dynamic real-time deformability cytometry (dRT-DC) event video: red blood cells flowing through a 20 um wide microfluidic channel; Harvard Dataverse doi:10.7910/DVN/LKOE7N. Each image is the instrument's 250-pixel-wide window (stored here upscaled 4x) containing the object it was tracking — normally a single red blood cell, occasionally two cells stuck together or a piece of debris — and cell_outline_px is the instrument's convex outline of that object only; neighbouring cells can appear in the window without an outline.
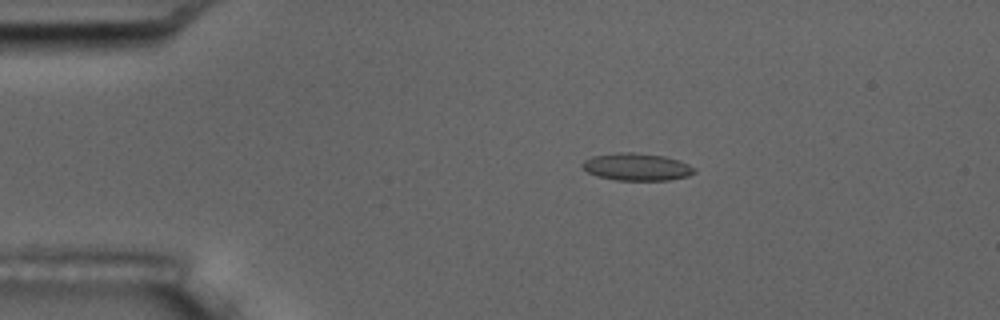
{"species": "common noctule bat (a hibernating species)", "species_latin": "Nyctalus noctula", "temperature_condition": "room temperature", "stored_images_in_passage": 9, "camera_frame_rate_fps": 3000, "um_per_image_px": 0.085, "animal": {"sex": "male", "body_mass_g": 17.5, "forearm_length_mm": 52.3}, "frame": {"image": 1, "passage_image": 1, "time_ms": 0.0, "image_size_px": [1000, 320], "cell_outline_px": [[696, 172], [688, 176], [668, 180], [616, 180], [596, 176], [588, 172], [580, 164], [584, 160], [592, 156], [620, 152], [632, 152], [664, 156], [680, 160], [696, 168]], "centroid_in_image_um": [54.13, 14.18], "position_along_channel_um": 30.9, "area_um2": 17.92}}
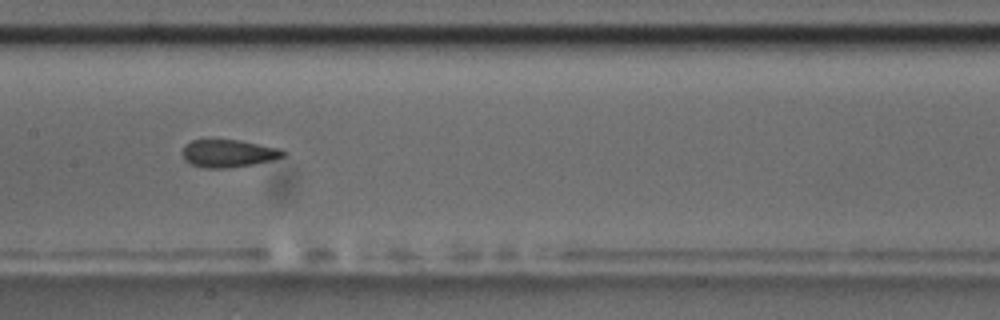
{"frame": {"image": 2, "passage_image": 6, "time_ms": 5.667, "image_size_px": [1000, 320], "cell_outline_px": [[288, 152], [284, 156], [272, 160], [252, 164], [228, 168], [204, 168], [192, 164], [184, 160], [180, 152], [184, 144], [192, 140], [240, 140], [284, 148]], "centroid_in_image_um": [19.43, 13.03], "position_along_channel_um": 188.0, "area_um2": 16.59}}
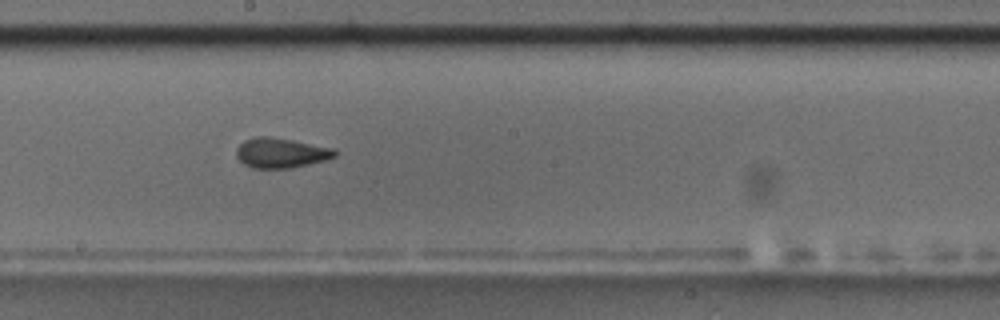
{"frame": {"image": 3, "passage_image": 7, "time_ms": 6.667, "image_size_px": [1000, 320], "cell_outline_px": [[336, 156], [324, 160], [308, 164], [288, 168], [252, 168], [244, 164], [236, 156], [236, 148], [244, 140], [256, 136], [268, 136], [292, 140], [336, 148]], "centroid_in_image_um": [23.86, 12.98], "position_along_channel_um": 224.3, "area_um2": 17.17}}